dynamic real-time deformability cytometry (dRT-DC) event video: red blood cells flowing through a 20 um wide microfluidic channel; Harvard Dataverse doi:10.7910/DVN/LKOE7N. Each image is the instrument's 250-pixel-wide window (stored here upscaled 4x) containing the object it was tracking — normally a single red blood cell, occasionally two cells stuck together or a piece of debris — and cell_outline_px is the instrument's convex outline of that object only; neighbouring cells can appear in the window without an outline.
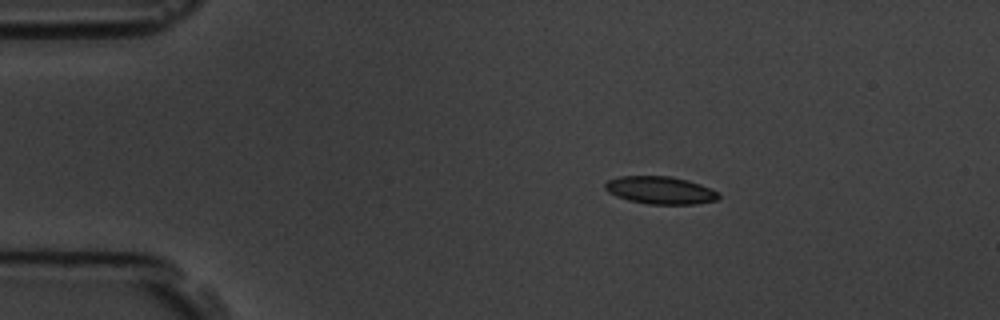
{"species": "common noctule bat (a hibernating species)", "species_latin": "Nyctalus noctula", "temperature_condition": "room temperature", "stored_images_in_passage": 4, "camera_frame_rate_fps": 3000, "um_per_image_px": 0.085, "animal": {"sex": "male", "body_mass_g": 19.5, "forearm_length_mm": 54.6}, "frame": {"image": 1, "passage_image": 2, "time_ms": 1.0, "image_size_px": [1000, 320], "cell_outline_px": [[720, 196], [716, 200], [696, 204], [648, 204], [628, 200], [616, 196], [608, 192], [604, 188], [604, 184], [608, 180], [620, 176], [668, 176], [688, 180], [700, 184], [720, 192]], "centroid_in_image_um": [56.12, 16.17], "position_along_channel_um": 28.9, "area_um2": 18.32}}
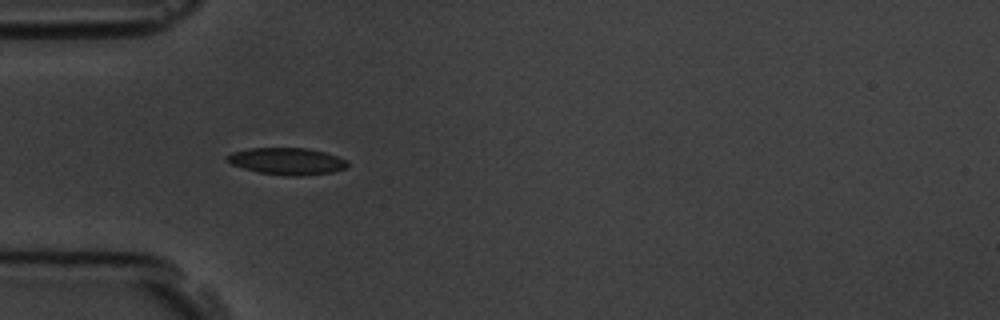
{"frame": {"image": 2, "passage_image": 4, "time_ms": 3.333, "image_size_px": [1000, 320], "cell_outline_px": [[348, 168], [332, 172], [304, 176], [288, 176], [260, 172], [244, 168], [232, 164], [224, 156], [232, 152], [248, 148], [308, 148], [324, 152], [348, 160]], "centroid_in_image_um": [24.43, 13.7], "position_along_channel_um": 60.6, "area_um2": 18.9}}